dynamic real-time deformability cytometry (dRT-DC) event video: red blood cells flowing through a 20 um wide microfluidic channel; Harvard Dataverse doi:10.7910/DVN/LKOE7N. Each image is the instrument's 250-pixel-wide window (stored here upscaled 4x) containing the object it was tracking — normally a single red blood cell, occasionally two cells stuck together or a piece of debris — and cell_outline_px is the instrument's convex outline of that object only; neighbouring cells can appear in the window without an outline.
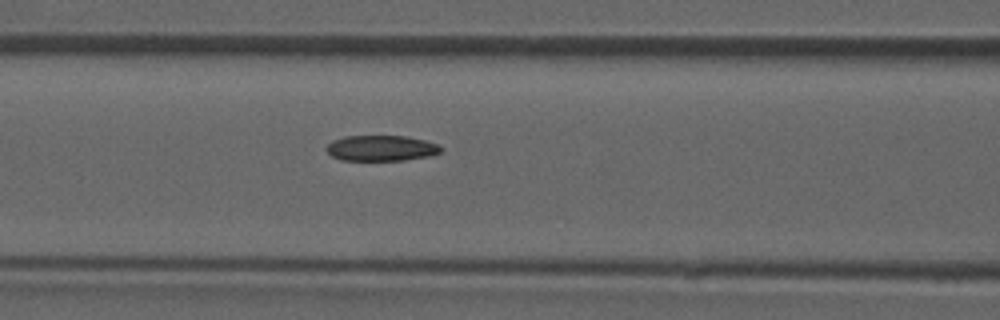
{"species": "common noctule bat (a hibernating species)", "species_latin": "Nyctalus noctula", "temperature_condition": "room temperature", "stored_images_in_passage": 34, "camera_frame_rate_fps": 3000, "um_per_image_px": 0.085, "animal": {"sex": "male", "forearm_length_mm": 52.5}, "frame": {"image": 1, "passage_image": 6, "time_ms": 1.667, "image_size_px": [1000, 320], "cell_outline_px": [[440, 152], [428, 156], [404, 160], [340, 160], [332, 156], [324, 148], [332, 140], [344, 136], [404, 136], [424, 140], [436, 144], [440, 148]], "centroid_in_image_um": [32.33, 12.59], "position_along_channel_um": 134.3, "area_um2": 16.94}}